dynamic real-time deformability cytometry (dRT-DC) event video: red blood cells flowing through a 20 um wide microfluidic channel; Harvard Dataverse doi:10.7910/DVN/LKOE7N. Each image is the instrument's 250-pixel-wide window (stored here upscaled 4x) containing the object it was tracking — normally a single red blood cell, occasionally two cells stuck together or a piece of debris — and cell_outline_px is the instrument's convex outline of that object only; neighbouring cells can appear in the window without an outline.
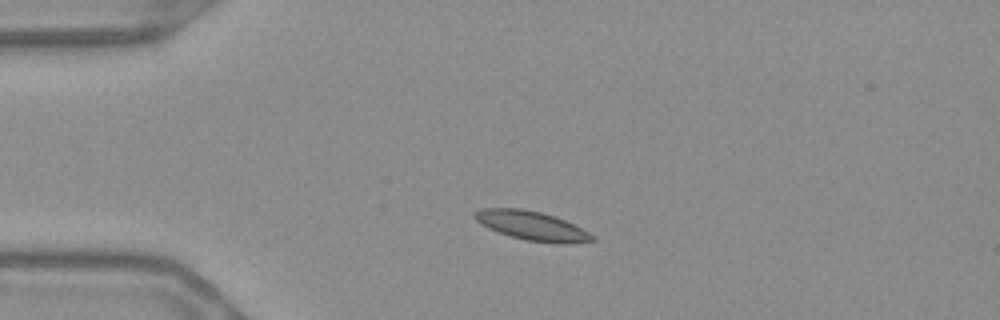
{"species": "Egyptian fruit bat (a non-hibernating species)", "species_latin": "Rousettus aegyptiacus", "temperature_condition": "warm", "stored_images_in_passage": 44, "camera_frame_rate_fps": 3000, "um_per_image_px": 0.085, "frame": {"image": 1, "passage_image": 1, "time_ms": 0.0, "image_size_px": [1000, 320], "cell_outline_px": [[596, 240], [564, 244], [560, 244], [528, 240], [512, 236], [488, 228], [480, 224], [472, 216], [472, 212], [480, 208], [520, 208], [540, 212], [556, 216], [588, 232]], "centroid_in_image_um": [45.14, 19.17], "position_along_channel_um": 39.9, "area_um2": 19.71}}
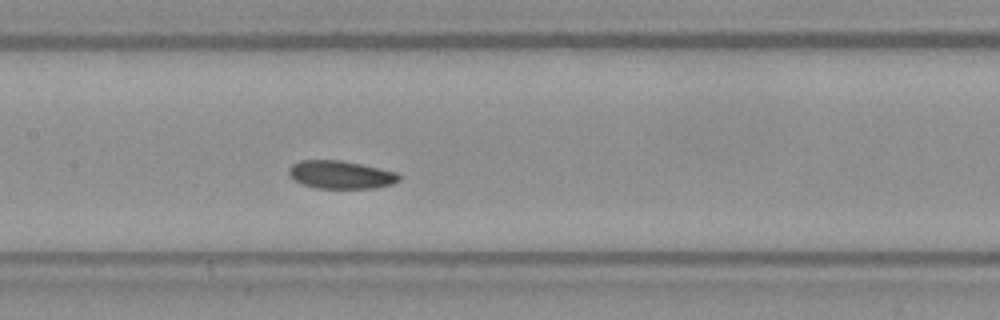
{"frame": {"image": 2, "passage_image": 15, "time_ms": 4.667, "image_size_px": [1000, 320], "cell_outline_px": [[400, 180], [392, 184], [376, 188], [316, 188], [292, 180], [288, 176], [288, 168], [292, 164], [300, 160], [340, 160], [380, 168], [396, 172], [400, 176]], "centroid_in_image_um": [28.93, 14.85], "position_along_channel_um": 178.5, "area_um2": 18.09}}
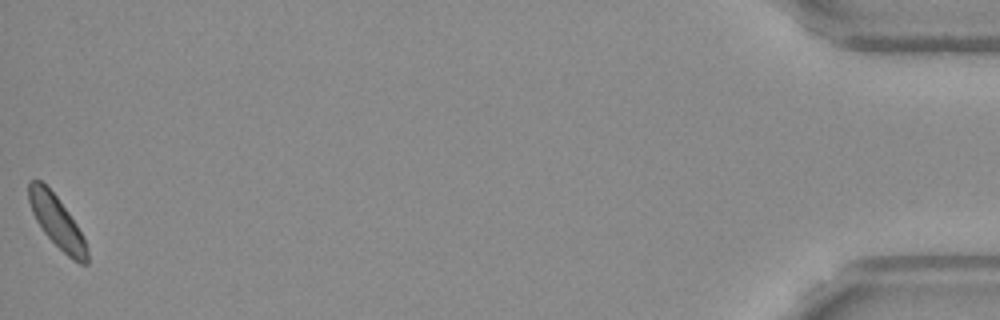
{"frame": {"image": 3, "passage_image": 44, "time_ms": 14.333, "image_size_px": [1000, 320], "cell_outline_px": [[88, 264], [80, 264], [72, 260], [44, 232], [36, 220], [32, 212], [28, 200], [28, 180], [40, 180], [56, 196], [68, 212], [84, 236], [88, 252]], "centroid_in_image_um": [4.84, 18.86], "position_along_channel_um": 430.4, "area_um2": 17.46}}